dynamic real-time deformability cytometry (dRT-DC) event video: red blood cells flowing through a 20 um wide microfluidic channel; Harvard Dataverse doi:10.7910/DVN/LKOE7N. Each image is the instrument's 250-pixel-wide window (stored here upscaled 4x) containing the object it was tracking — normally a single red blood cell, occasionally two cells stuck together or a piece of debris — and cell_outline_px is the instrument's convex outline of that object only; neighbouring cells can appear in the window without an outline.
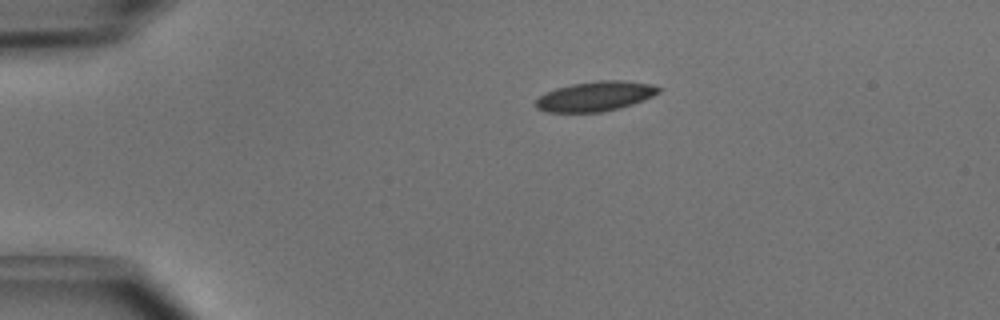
{"species": "common noctule bat (a hibernating species)", "species_latin": "Nyctalus noctula", "temperature_condition": "cold", "stored_images_in_passage": 2, "camera_frame_rate_fps": 3000, "um_per_image_px": 0.085, "animal": {"sex": "male", "body_mass_g": 15.6}, "frame": {"image": 1, "passage_image": 1, "time_ms": 0.0, "image_size_px": [1000, 320], "cell_outline_px": [[660, 92], [644, 100], [620, 108], [604, 112], [548, 112], [536, 108], [536, 100], [544, 92], [556, 88], [572, 84], [600, 80], [624, 80], [652, 84], [660, 88]], "centroid_in_image_um": [50.61, 8.18], "position_along_channel_um": 34.4, "area_um2": 21.39}}